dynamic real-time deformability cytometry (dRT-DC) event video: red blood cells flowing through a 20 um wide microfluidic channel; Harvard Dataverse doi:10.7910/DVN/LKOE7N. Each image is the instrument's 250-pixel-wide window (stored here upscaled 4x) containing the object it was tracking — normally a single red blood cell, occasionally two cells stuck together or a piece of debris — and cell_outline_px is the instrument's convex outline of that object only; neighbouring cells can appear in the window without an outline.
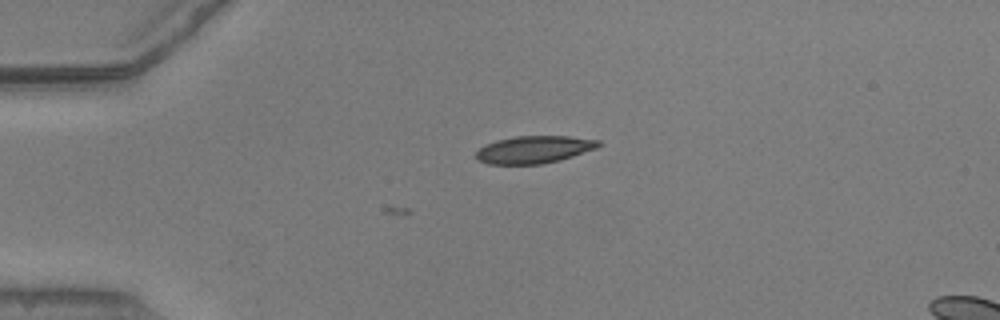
{"species": "common noctule bat (a hibernating species)", "species_latin": "Nyctalus noctula", "temperature_condition": "warm", "stored_images_in_passage": 17, "camera_frame_rate_fps": 3000, "um_per_image_px": 0.085, "animal": {"sex": "male", "body_mass_g": 20.5, "forearm_length_mm": 52.5}, "frame": {"image": 1, "passage_image": 17, "time_ms": 5.333, "image_size_px": [1000, 320], "cell_outline_px": [[604, 144], [596, 148], [560, 160], [540, 164], [488, 164], [476, 160], [476, 152], [484, 144], [496, 140], [516, 136], [568, 136], [600, 140]], "centroid_in_image_um": [45.39, 12.7], "position_along_channel_um": 39.6, "area_um2": 19.65}}